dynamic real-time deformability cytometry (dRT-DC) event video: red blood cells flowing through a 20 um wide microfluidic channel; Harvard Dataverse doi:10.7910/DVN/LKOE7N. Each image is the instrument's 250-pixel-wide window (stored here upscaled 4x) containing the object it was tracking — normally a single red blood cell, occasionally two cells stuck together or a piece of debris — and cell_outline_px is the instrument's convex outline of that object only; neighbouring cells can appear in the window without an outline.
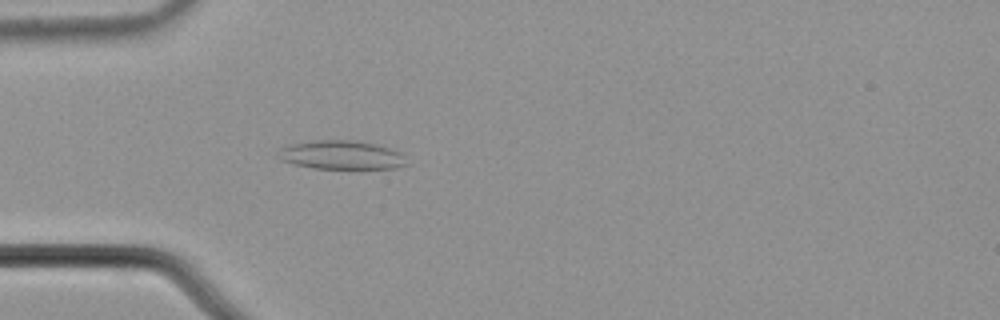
{"species": "common noctule bat (a hibernating species)", "species_latin": "Nyctalus noctula", "temperature_condition": "cold", "stored_images_in_passage": 53, "camera_frame_rate_fps": 3000, "um_per_image_px": 0.085, "animal": {"sex": "male", "body_mass_g": 21.5, "forearm_length_mm": 52.0}, "frame": {"image": 1, "passage_image": 14, "time_ms": 4.333, "image_size_px": [1000, 320], "cell_outline_px": [[408, 164], [392, 168], [312, 168], [280, 160], [276, 156], [276, 152], [280, 148], [292, 144], [316, 140], [356, 140], [376, 144], [400, 152]], "centroid_in_image_um": [28.97, 13.16], "position_along_channel_um": 56.0, "area_um2": 21.39}}
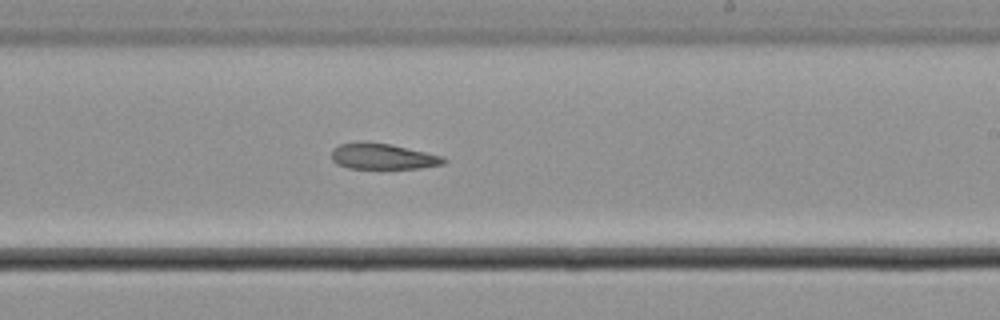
{"frame": {"image": 2, "passage_image": 31, "time_ms": 10.0, "image_size_px": [1000, 320], "cell_outline_px": [[448, 160], [444, 164], [420, 168], [348, 168], [336, 164], [332, 160], [332, 148], [340, 144], [364, 140], [392, 144], [444, 156]], "centroid_in_image_um": [32.53, 13.27], "position_along_channel_um": 256.5, "area_um2": 17.22}}
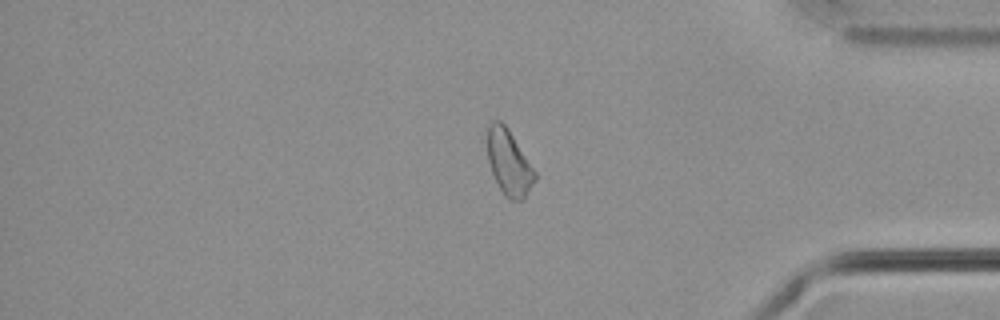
{"frame": {"image": 3, "passage_image": 44, "time_ms": 14.333, "image_size_px": [1000, 320], "cell_outline_px": [[536, 180], [524, 200], [508, 200], [504, 196], [492, 172], [488, 160], [488, 124], [492, 120], [500, 120], [508, 128], [536, 172]], "centroid_in_image_um": [43.27, 13.84], "position_along_channel_um": 391.9, "area_um2": 18.09}}